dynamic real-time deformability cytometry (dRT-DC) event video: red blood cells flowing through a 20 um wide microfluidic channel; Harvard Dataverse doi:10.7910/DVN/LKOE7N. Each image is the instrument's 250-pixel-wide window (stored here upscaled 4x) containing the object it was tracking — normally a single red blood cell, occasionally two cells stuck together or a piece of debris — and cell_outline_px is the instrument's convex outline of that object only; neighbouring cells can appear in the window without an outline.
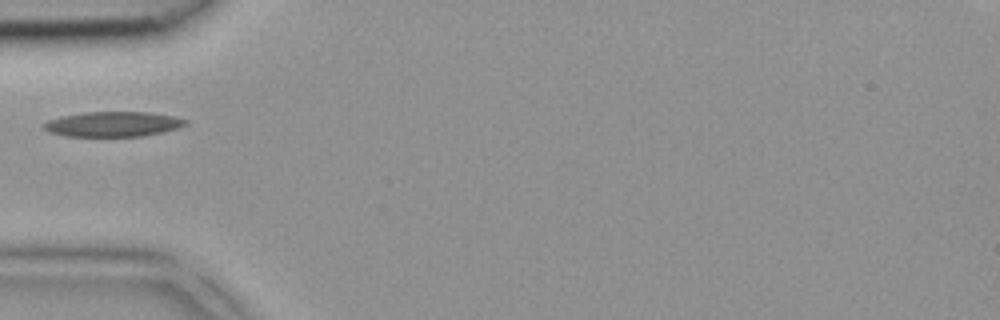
{"species": "common noctule bat (a hibernating species)", "species_latin": "Nyctalus noctula", "temperature_condition": "room temperature", "stored_images_in_passage": 1, "camera_frame_rate_fps": 3000, "um_per_image_px": 0.085, "animal": {"sex": "female", "body_mass_g": 18.4}, "frame": {"image": 1, "passage_image": 1, "time_ms": 0.0, "image_size_px": [1000, 320], "cell_outline_px": [[188, 124], [176, 128], [160, 132], [140, 136], [68, 136], [48, 132], [40, 124], [48, 120], [64, 116], [84, 112], [152, 112], [172, 116], [188, 120]], "centroid_in_image_um": [9.58, 10.54], "position_along_channel_um": 75.4, "area_um2": 20.52}}